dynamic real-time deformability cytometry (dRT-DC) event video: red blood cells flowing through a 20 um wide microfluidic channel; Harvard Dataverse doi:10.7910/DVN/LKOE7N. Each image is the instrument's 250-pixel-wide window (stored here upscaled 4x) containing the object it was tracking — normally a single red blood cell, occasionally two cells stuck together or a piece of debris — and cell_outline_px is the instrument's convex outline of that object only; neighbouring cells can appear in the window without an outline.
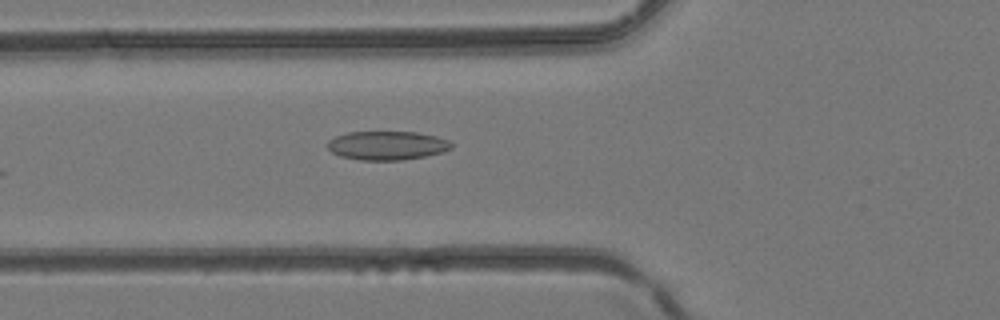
{"species": "common noctule bat (a hibernating species)", "species_latin": "Nyctalus noctula", "temperature_condition": "room temperature", "stored_images_in_passage": 14, "camera_frame_rate_fps": 3000, "um_per_image_px": 0.085, "animal": {"sex": "female", "body_mass_g": 24.6, "forearm_length_mm": 56.2}, "frame": {"image": 1, "passage_image": 6, "time_ms": 1.667, "image_size_px": [1000, 320], "cell_outline_px": [[452, 148], [444, 152], [404, 160], [360, 160], [340, 156], [332, 152], [324, 144], [328, 140], [336, 136], [348, 132], [416, 132], [436, 136], [448, 140], [452, 144]], "centroid_in_image_um": [32.88, 12.37], "position_along_channel_um": 92.9, "area_um2": 20.92}}
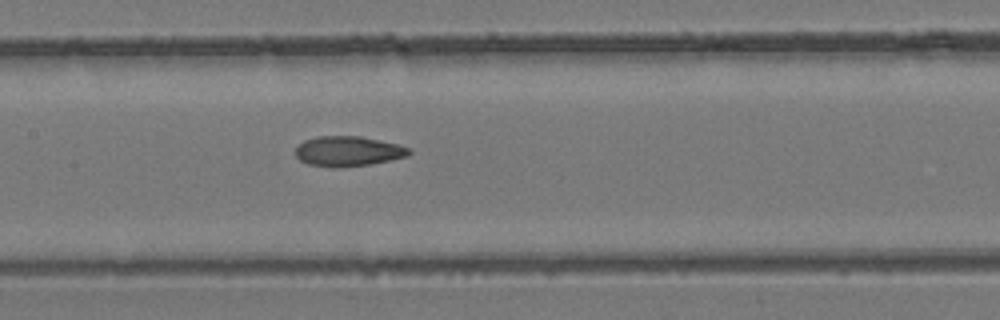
{"frame": {"image": 2, "passage_image": 11, "time_ms": 3.333, "image_size_px": [1000, 320], "cell_outline_px": [[412, 152], [408, 156], [392, 160], [368, 164], [308, 164], [300, 160], [296, 156], [296, 148], [304, 140], [316, 136], [360, 136], [396, 144], [408, 148]], "centroid_in_image_um": [29.61, 12.8], "position_along_channel_um": 177.8, "area_um2": 18.9}}
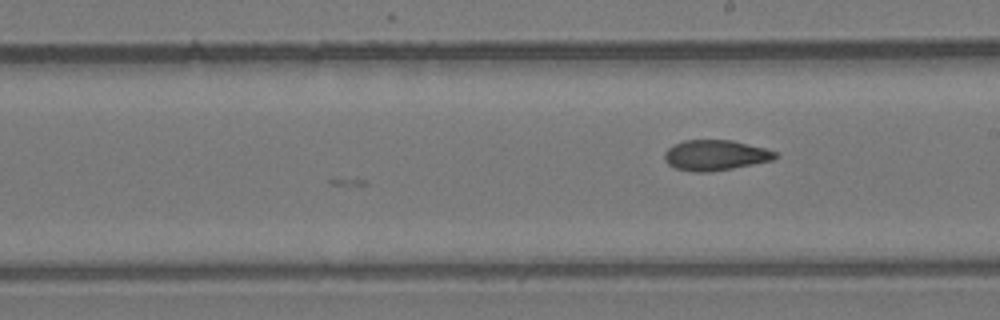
{"frame": {"image": 3, "passage_image": 14, "time_ms": 4.333, "image_size_px": [1000, 320], "cell_outline_px": [[780, 156], [772, 160], [732, 168], [708, 172], [692, 172], [676, 168], [668, 164], [664, 160], [664, 152], [668, 148], [684, 140], [732, 140], [764, 148], [776, 152]], "centroid_in_image_um": [60.79, 13.19], "position_along_channel_um": 228.2, "area_um2": 19.54}}